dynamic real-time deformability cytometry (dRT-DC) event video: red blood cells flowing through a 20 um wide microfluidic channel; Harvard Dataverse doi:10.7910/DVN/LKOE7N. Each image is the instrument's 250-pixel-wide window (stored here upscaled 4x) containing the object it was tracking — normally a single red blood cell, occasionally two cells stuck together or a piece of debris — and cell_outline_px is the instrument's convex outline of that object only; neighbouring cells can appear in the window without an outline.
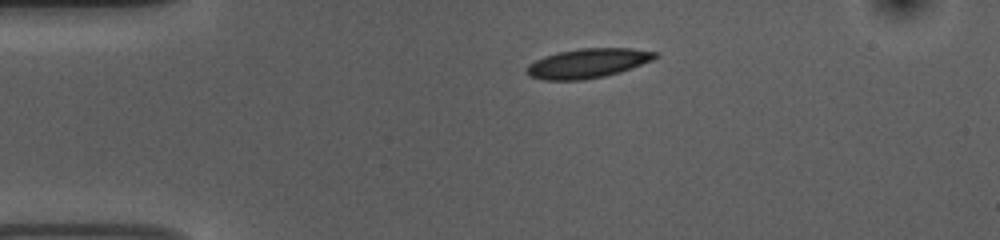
{"species": "common noctule bat (a hibernating species)", "species_latin": "Nyctalus noctula", "temperature_condition": "room temperature", "stored_images_in_passage": 43, "camera_frame_rate_fps": 3000, "um_per_image_px": 0.085, "animal": {"sex": "female", "body_mass_g": 10.0, "forearm_length_mm": 53.1}, "frame": {"image": 1, "passage_image": 1, "time_ms": 0.0, "image_size_px": [1000, 240], "cell_outline_px": [[660, 56], [652, 60], [632, 68], [620, 72], [604, 76], [580, 80], [544, 80], [528, 76], [524, 68], [528, 64], [544, 56], [560, 52], [580, 48], [632, 48], [660, 52]], "centroid_in_image_um": [49.97, 5.37], "position_along_channel_um": 35.0, "area_um2": 22.2}}
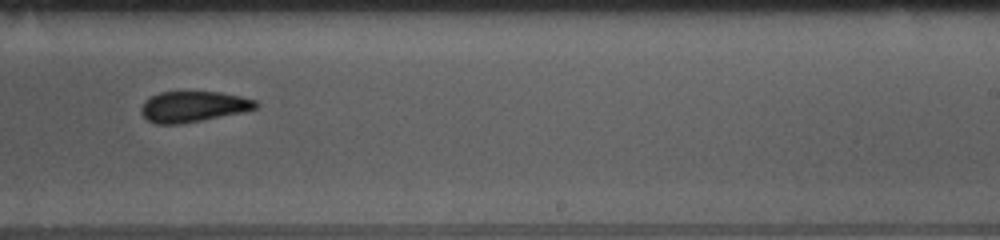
{"frame": {"image": 2, "passage_image": 23, "time_ms": 7.333, "image_size_px": [1000, 240], "cell_outline_px": [[260, 104], [256, 108], [240, 112], [204, 120], [180, 124], [156, 124], [148, 120], [140, 112], [140, 108], [144, 100], [160, 92], [220, 92], [240, 96], [256, 100]], "centroid_in_image_um": [16.4, 9.06], "position_along_channel_um": 272.6, "area_um2": 20.52}}
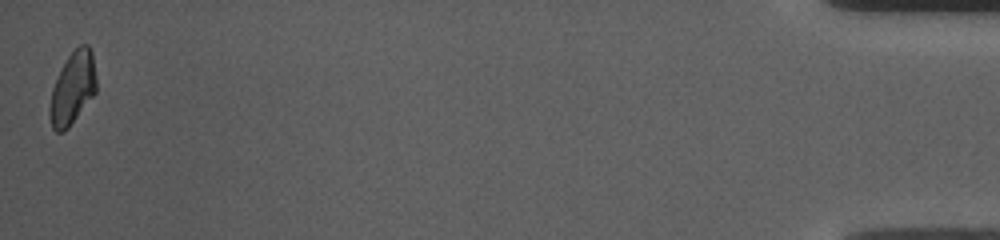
{"frame": {"image": 3, "passage_image": 43, "time_ms": 14.0, "image_size_px": [1000, 240], "cell_outline_px": [[96, 92], [68, 128], [64, 132], [56, 132], [52, 128], [48, 116], [48, 108], [52, 88], [68, 56], [80, 44], [88, 44], [92, 52], [96, 76]], "centroid_in_image_um": [6.16, 7.53], "position_along_channel_um": 429.0, "area_um2": 19.65}, "authors_computed_cell_mechanics": {"area_um2": 21.1548, "velocity_mm_per_s": 3.7393, "shape_relaxation_time_tau1_ms": 3.913, "shape_relaxation_time_tau2_ms": 3.3537, "deformation_change_tau1": 0.1157, "deformation_change_tau2": 0.0821}}